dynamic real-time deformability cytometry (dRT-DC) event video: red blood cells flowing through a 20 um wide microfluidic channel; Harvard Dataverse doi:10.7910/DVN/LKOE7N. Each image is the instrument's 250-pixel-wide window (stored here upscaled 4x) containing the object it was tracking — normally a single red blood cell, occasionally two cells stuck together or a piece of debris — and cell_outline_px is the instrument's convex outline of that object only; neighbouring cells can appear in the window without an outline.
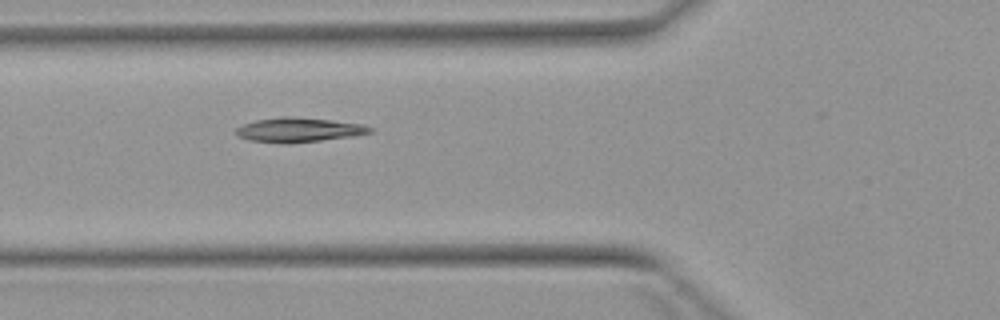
{"species": "Egyptian fruit bat (a non-hibernating species)", "species_latin": "Rousettus aegyptiacus", "temperature_condition": "warm", "stored_images_in_passage": 4, "camera_frame_rate_fps": 3000, "um_per_image_px": 0.085, "animal": {"sex": "female"}, "frame": {"image": 1, "passage_image": 3, "time_ms": 2.333, "image_size_px": [1000, 320], "cell_outline_px": [[372, 132], [356, 136], [320, 140], [248, 140], [236, 136], [236, 128], [244, 124], [256, 120], [284, 116], [288, 116], [332, 120], [364, 124], [372, 128]], "centroid_in_image_um": [25.46, 10.99], "position_along_channel_um": 100.3, "area_um2": 18.09}}
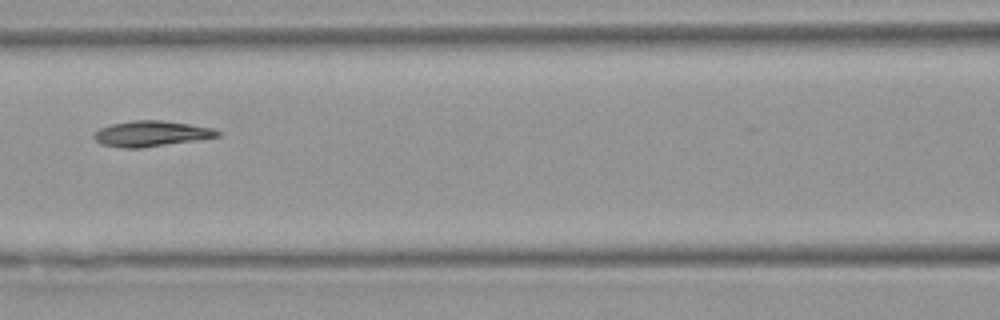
{"frame": {"image": 2, "passage_image": 4, "time_ms": 3.667, "image_size_px": [1000, 320], "cell_outline_px": [[220, 136], [200, 140], [140, 148], [120, 148], [100, 144], [92, 136], [92, 132], [100, 128], [112, 124], [132, 120], [160, 120], [188, 124], [212, 128], [220, 132]], "centroid_in_image_um": [12.81, 11.37], "position_along_channel_um": 153.8, "area_um2": 18.55}}